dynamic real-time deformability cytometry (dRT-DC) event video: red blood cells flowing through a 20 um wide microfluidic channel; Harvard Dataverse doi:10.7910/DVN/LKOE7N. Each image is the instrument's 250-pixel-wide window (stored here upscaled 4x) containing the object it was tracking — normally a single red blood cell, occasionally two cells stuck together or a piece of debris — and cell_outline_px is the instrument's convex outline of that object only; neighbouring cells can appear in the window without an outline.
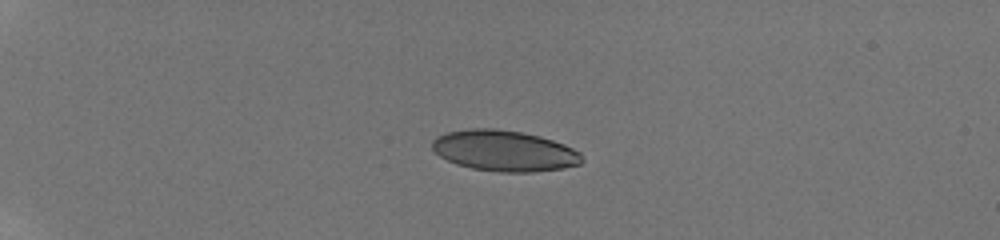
{"species": "human", "species_latin": "Homo sapiens", "temperature_condition": "room temperature", "stored_images_in_passage": 8, "camera_frame_rate_fps": 3000, "um_per_image_px": 0.085, "donor": {"sex": "male"}, "frame": {"image": 1, "passage_image": 5, "time_ms": 4.0, "image_size_px": [1000, 240], "cell_outline_px": [[584, 160], [580, 164], [564, 168], [532, 172], [500, 172], [472, 168], [456, 164], [440, 156], [432, 148], [432, 140], [436, 136], [444, 132], [468, 128], [496, 128], [520, 132], [540, 136], [564, 144], [580, 152]], "centroid_in_image_um": [42.85, 12.81], "position_along_channel_um": 42.1, "area_um2": 35.84}}
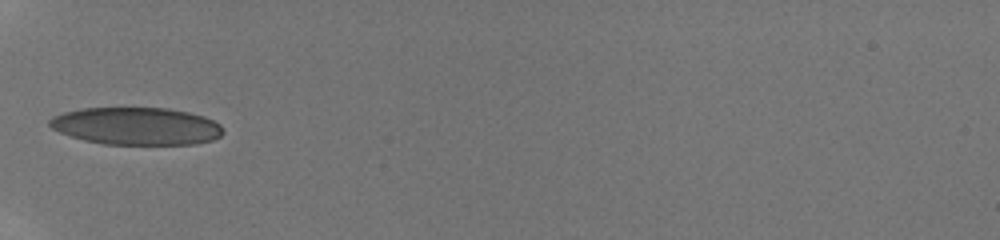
{"frame": {"image": 2, "passage_image": 7, "time_ms": 6.333, "image_size_px": [1000, 240], "cell_outline_px": [[224, 132], [220, 136], [212, 140], [196, 144], [104, 144], [84, 140], [60, 132], [52, 128], [48, 124], [48, 120], [52, 116], [64, 112], [84, 108], [168, 108], [188, 112], [204, 116], [220, 124], [224, 128]], "centroid_in_image_um": [11.61, 10.72], "position_along_channel_um": 73.4, "area_um2": 37.92}}
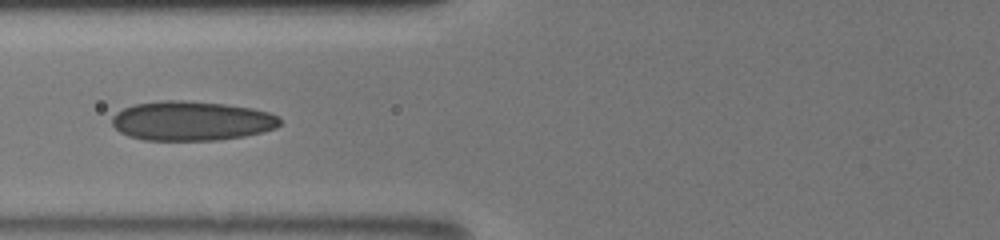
{"frame": {"image": 3, "passage_image": 8, "time_ms": 7.333, "image_size_px": [1000, 240], "cell_outline_px": [[280, 124], [276, 128], [244, 136], [216, 140], [144, 140], [128, 136], [120, 132], [112, 124], [112, 116], [116, 112], [132, 104], [160, 100], [184, 100], [224, 104], [252, 108], [268, 112], [280, 116]], "centroid_in_image_um": [16.25, 10.27], "position_along_channel_um": 109.5, "area_um2": 38.73}}